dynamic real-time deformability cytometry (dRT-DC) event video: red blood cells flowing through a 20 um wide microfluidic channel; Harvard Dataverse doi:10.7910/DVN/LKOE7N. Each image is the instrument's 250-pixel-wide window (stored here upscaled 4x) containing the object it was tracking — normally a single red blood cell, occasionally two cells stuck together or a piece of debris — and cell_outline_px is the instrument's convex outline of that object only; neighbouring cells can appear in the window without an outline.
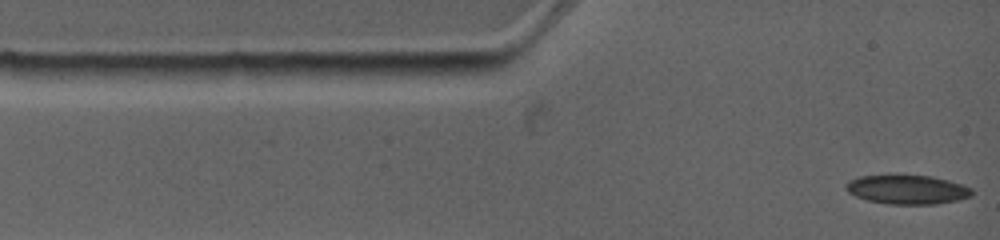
{"species": "common noctule bat (a hibernating species)", "species_latin": "Nyctalus noctula", "temperature_condition": "warm", "stored_images_in_passage": 5, "camera_frame_rate_fps": 4500, "um_per_image_px": 0.085, "animal": {"sex": "female", "body_mass_g": 19.0, "forearm_length_mm": 53.3}, "frame": {"image": 1, "passage_image": 1, "time_ms": 0.0, "image_size_px": [1000, 240], "cell_outline_px": [[972, 196], [960, 200], [936, 204], [888, 204], [868, 200], [856, 196], [848, 192], [844, 188], [844, 184], [848, 180], [860, 176], [932, 176], [948, 180], [972, 188]], "centroid_in_image_um": [77.11, 16.12], "position_along_channel_um": 7.9, "area_um2": 21.27}}
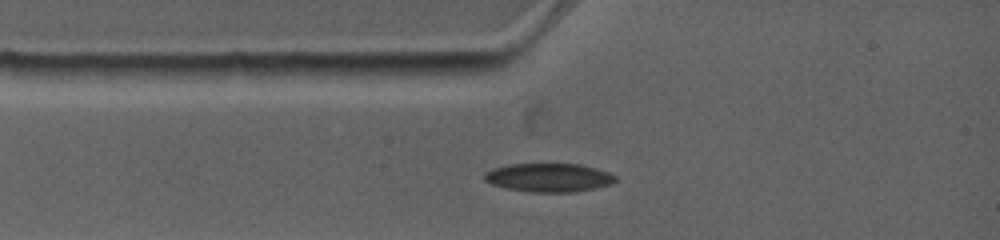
{"frame": {"image": 2, "passage_image": 3, "time_ms": 1.778, "image_size_px": [1000, 240], "cell_outline_px": [[616, 180], [612, 184], [596, 188], [576, 192], [532, 192], [504, 188], [492, 184], [484, 180], [484, 172], [492, 168], [508, 164], [580, 164], [596, 168], [608, 172], [616, 176]], "centroid_in_image_um": [46.64, 15.09], "position_along_channel_um": 38.4, "area_um2": 22.02}}
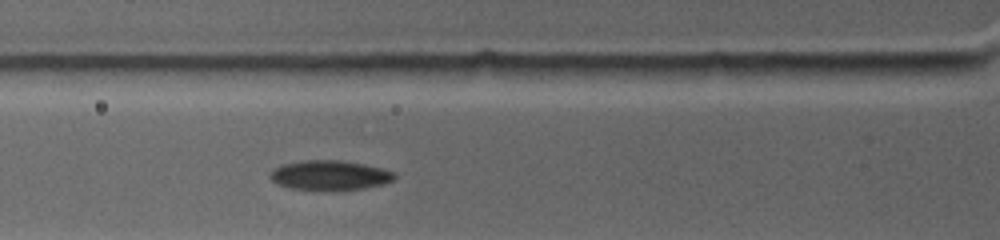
{"frame": {"image": 3, "passage_image": 5, "time_ms": 3.333, "image_size_px": [1000, 240], "cell_outline_px": [[396, 176], [392, 180], [384, 184], [364, 188], [332, 192], [324, 192], [292, 188], [276, 184], [268, 176], [280, 164], [300, 160], [340, 160], [364, 164], [396, 172]], "centroid_in_image_um": [28.02, 14.92], "position_along_channel_um": 97.8, "area_um2": 22.08}}